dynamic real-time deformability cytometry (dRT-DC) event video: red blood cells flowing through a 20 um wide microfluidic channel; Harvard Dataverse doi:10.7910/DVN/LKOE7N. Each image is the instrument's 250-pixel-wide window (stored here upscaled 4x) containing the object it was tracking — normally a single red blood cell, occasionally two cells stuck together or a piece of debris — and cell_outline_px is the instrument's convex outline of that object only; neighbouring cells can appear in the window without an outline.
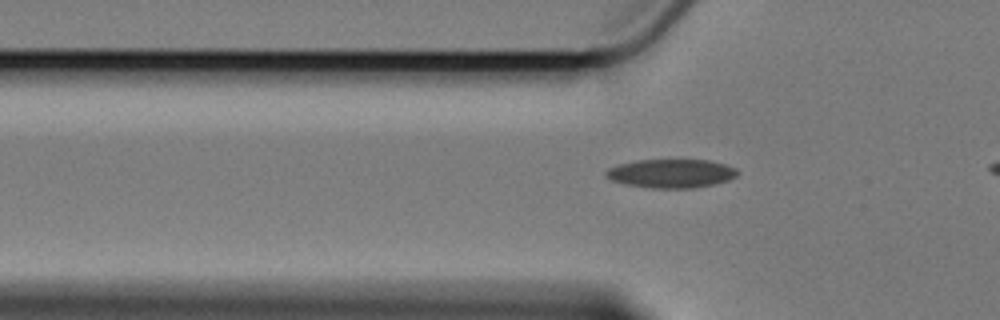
{"species": "Egyptian fruit bat (a non-hibernating species)", "species_latin": "Rousettus aegyptiacus", "temperature_condition": "cold", "stored_images_in_passage": 32, "camera_frame_rate_fps": 3000, "um_per_image_px": 0.085, "animal": {"sex": "female"}, "frame": {"image": 1, "passage_image": 5, "time_ms": 1.333, "image_size_px": [1000, 320], "cell_outline_px": [[740, 172], [736, 176], [728, 180], [716, 184], [692, 188], [648, 188], [624, 184], [612, 180], [604, 176], [604, 172], [608, 168], [620, 164], [636, 160], [708, 160], [724, 164], [736, 168]], "centroid_in_image_um": [57.04, 14.75], "position_along_channel_um": 68.8, "area_um2": 22.14}}
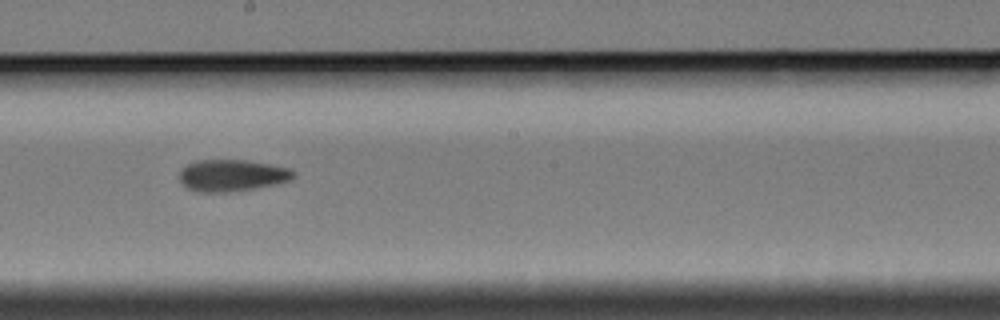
{"frame": {"image": 2, "passage_image": 19, "time_ms": 6.0, "image_size_px": [1000, 320], "cell_outline_px": [[296, 176], [292, 180], [252, 188], [224, 192], [196, 192], [188, 188], [180, 180], [180, 172], [188, 164], [196, 160], [244, 160], [292, 168], [296, 172]], "centroid_in_image_um": [19.75, 14.9], "position_along_channel_um": 228.5, "area_um2": 20.87}}
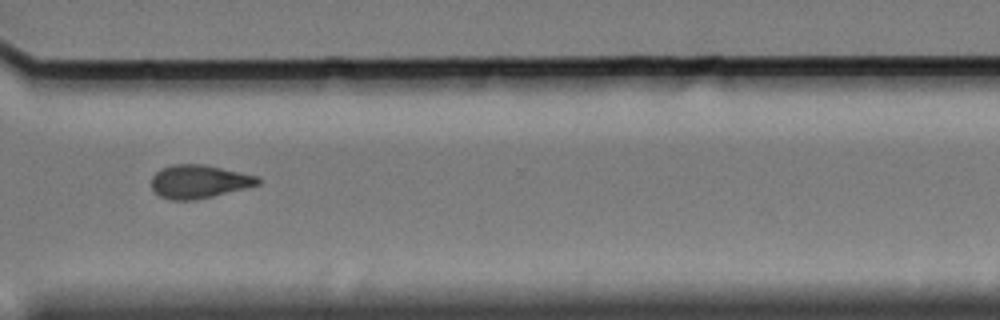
{"frame": {"image": 3, "passage_image": 30, "time_ms": 9.667, "image_size_px": [1000, 320], "cell_outline_px": [[260, 184], [196, 200], [172, 200], [160, 196], [152, 188], [152, 176], [160, 168], [172, 164], [200, 164], [220, 168], [256, 176], [260, 180]], "centroid_in_image_um": [16.86, 15.43], "position_along_channel_um": 353.7, "area_um2": 20.35}}